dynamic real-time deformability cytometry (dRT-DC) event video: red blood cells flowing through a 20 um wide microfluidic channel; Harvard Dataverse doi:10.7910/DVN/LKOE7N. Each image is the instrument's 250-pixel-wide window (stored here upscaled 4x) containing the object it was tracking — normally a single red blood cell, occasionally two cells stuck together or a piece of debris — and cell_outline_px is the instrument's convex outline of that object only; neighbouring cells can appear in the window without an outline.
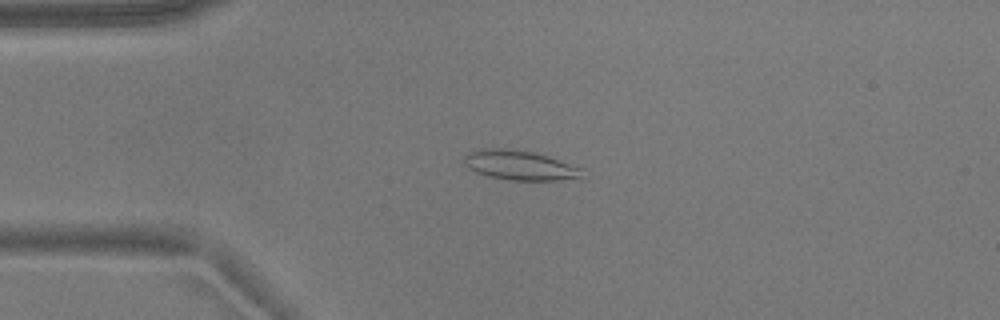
{"species": "common noctule bat (a hibernating species)", "species_latin": "Nyctalus noctula", "temperature_condition": "warm", "stored_images_in_passage": 53, "camera_frame_rate_fps": 3000, "um_per_image_px": 0.085, "animal": {"sex": "male", "body_mass_g": 17.9}, "frame": {"image": 1, "passage_image": 12, "time_ms": 3.667, "image_size_px": [1000, 320], "cell_outline_px": [[584, 168], [580, 180], [508, 180], [488, 176], [476, 172], [468, 168], [464, 164], [464, 156], [476, 148], [504, 148], [532, 152], [548, 156]], "centroid_in_image_um": [44.21, 14.05], "position_along_channel_um": 40.8, "area_um2": 20.69}}
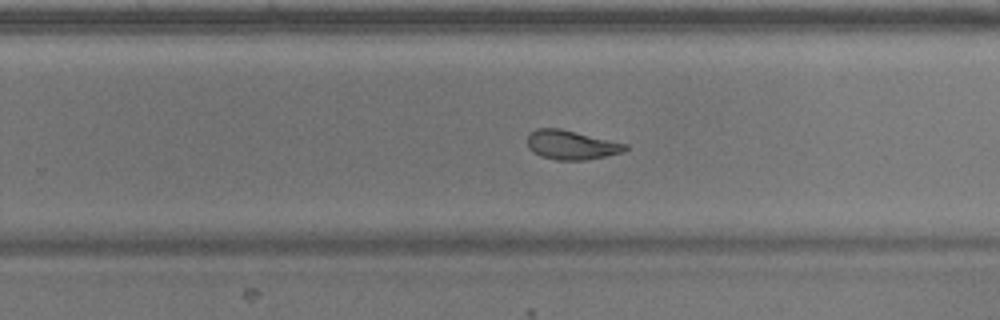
{"frame": {"image": 2, "passage_image": 33, "time_ms": 10.667, "image_size_px": [1000, 320], "cell_outline_px": [[628, 148], [620, 152], [604, 156], [584, 160], [556, 160], [540, 156], [532, 152], [528, 148], [528, 132], [536, 128], [560, 128], [628, 144]], "centroid_in_image_um": [48.51, 12.31], "position_along_channel_um": 281.3, "area_um2": 16.65}}
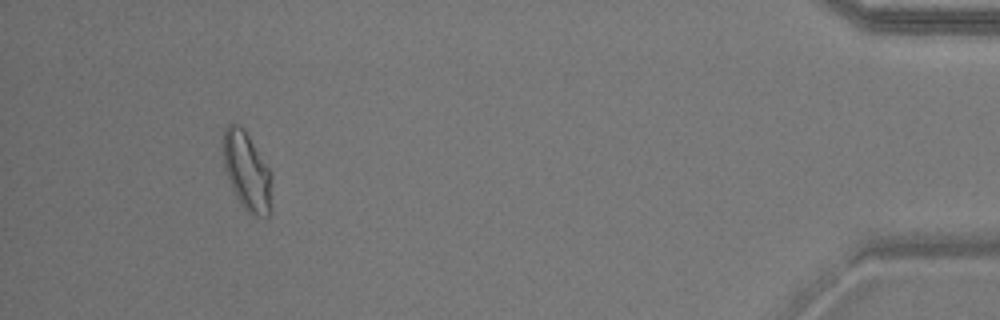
{"frame": {"image": 3, "passage_image": 49, "time_ms": 16.0, "image_size_px": [1000, 320], "cell_outline_px": [[272, 212], [268, 216], [252, 216], [240, 204], [232, 188], [224, 168], [224, 128], [228, 124], [236, 124], [244, 128], [272, 172]], "centroid_in_image_um": [21.04, 14.61], "position_along_channel_um": 414.2, "area_um2": 22.54}, "authors_computed_cell_mechanics": {"area_um2": 19.5364, "velocity_mm_per_s": 3.7516, "shape_relaxation_time_tau1_ms": 4.665, "shape_relaxation_time_tau2_ms": 1.3606, "deformation_change_tau1": 0.1529, "deformation_change_tau2": 0.0699}}